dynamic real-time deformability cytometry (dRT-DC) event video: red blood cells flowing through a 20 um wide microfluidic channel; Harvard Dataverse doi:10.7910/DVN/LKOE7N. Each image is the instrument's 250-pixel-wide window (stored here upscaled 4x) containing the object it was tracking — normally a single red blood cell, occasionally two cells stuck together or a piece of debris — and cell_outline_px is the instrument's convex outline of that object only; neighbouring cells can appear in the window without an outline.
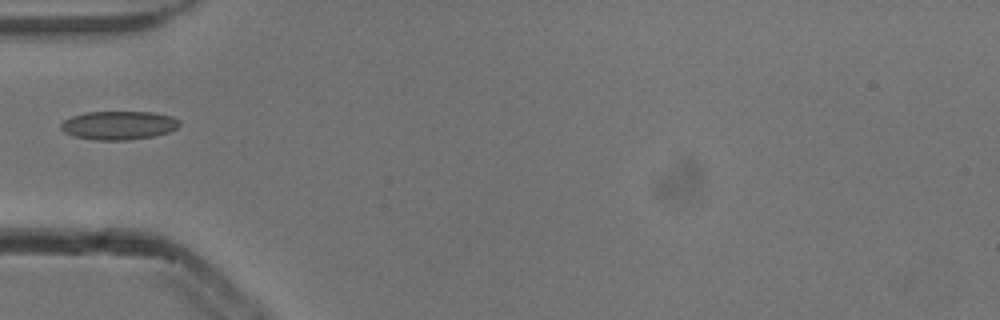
{"species": "common noctule bat (a hibernating species)", "species_latin": "Nyctalus noctula", "temperature_condition": "cold", "stored_images_in_passage": 2, "camera_frame_rate_fps": 3000, "um_per_image_px": 0.085, "animal": {"sex": "male", "body_mass_g": 13.3}, "frame": {"image": 1, "passage_image": 1, "time_ms": 0.0, "image_size_px": [1000, 320], "cell_outline_px": [[180, 124], [176, 128], [168, 132], [156, 136], [128, 140], [96, 140], [72, 136], [64, 132], [60, 128], [60, 124], [64, 120], [72, 116], [88, 112], [152, 112], [172, 116], [180, 120]], "centroid_in_image_um": [10.09, 10.66], "position_along_channel_um": 74.9, "area_um2": 19.88}}
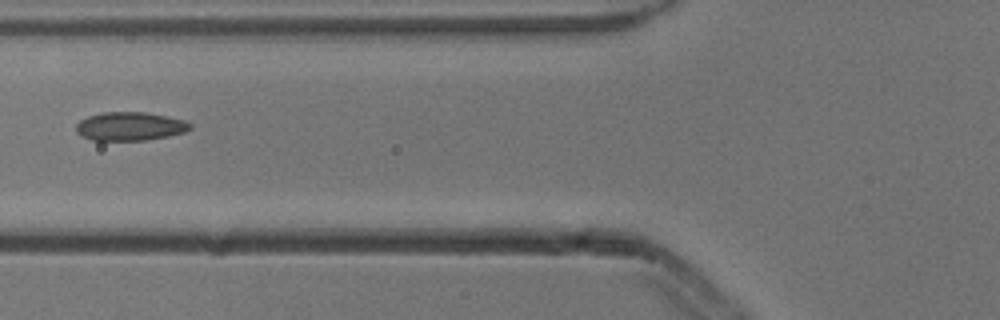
{"frame": {"image": 2, "passage_image": 2, "time_ms": 0.333, "image_size_px": [1000, 320], "cell_outline_px": [[192, 128], [184, 132], [168, 136], [144, 140], [92, 140], [80, 136], [76, 132], [76, 124], [80, 120], [88, 116], [104, 112], [144, 112], [184, 120], [192, 124]], "centroid_in_image_um": [11.02, 10.74], "position_along_channel_um": 114.8, "area_um2": 18.9}}